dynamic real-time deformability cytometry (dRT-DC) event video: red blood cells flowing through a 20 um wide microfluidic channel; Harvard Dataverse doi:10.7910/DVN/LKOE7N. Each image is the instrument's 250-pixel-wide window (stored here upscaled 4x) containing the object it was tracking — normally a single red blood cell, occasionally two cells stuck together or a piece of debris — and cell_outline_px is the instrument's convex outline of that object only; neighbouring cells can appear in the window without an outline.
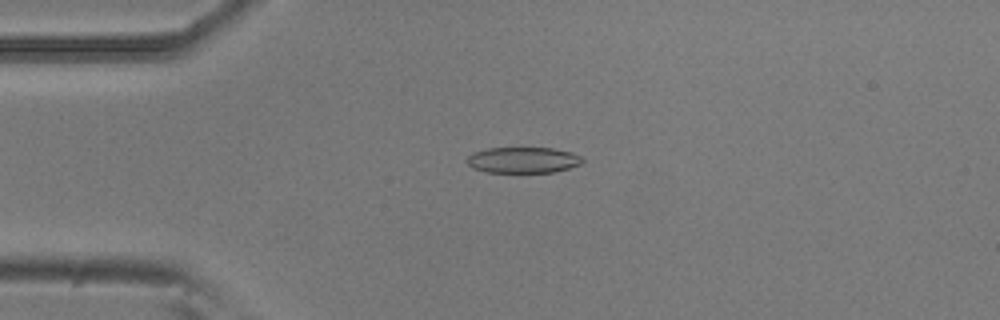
{"species": "common noctule bat (a hibernating species)", "species_latin": "Nyctalus noctula", "temperature_condition": "room temperature", "stored_images_in_passage": 53, "camera_frame_rate_fps": 3000, "um_per_image_px": 0.085, "animal": {"sex": "male", "body_mass_g": 20.5, "forearm_length_mm": 52.5}, "frame": {"image": 1, "passage_image": 13, "time_ms": 4.0, "image_size_px": [1000, 320], "cell_outline_px": [[584, 160], [580, 164], [568, 168], [552, 172], [488, 172], [472, 168], [468, 164], [468, 156], [472, 152], [488, 148], [552, 148], [572, 152], [580, 156]], "centroid_in_image_um": [44.45, 13.6], "position_along_channel_um": 40.6, "area_um2": 17.34}}
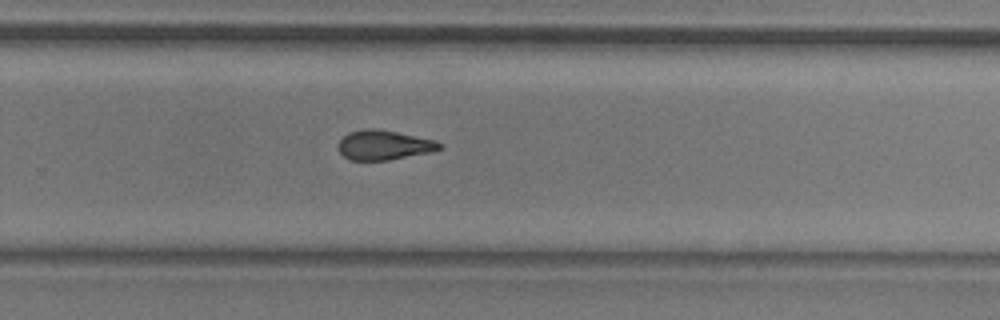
{"frame": {"image": 2, "passage_image": 35, "time_ms": 11.333, "image_size_px": [1000, 320], "cell_outline_px": [[444, 144], [440, 148], [432, 152], [388, 160], [348, 160], [336, 148], [340, 140], [348, 132], [368, 128], [372, 128], [396, 132], [432, 140]], "centroid_in_image_um": [32.59, 12.34], "position_along_channel_um": 297.2, "area_um2": 17.34}}
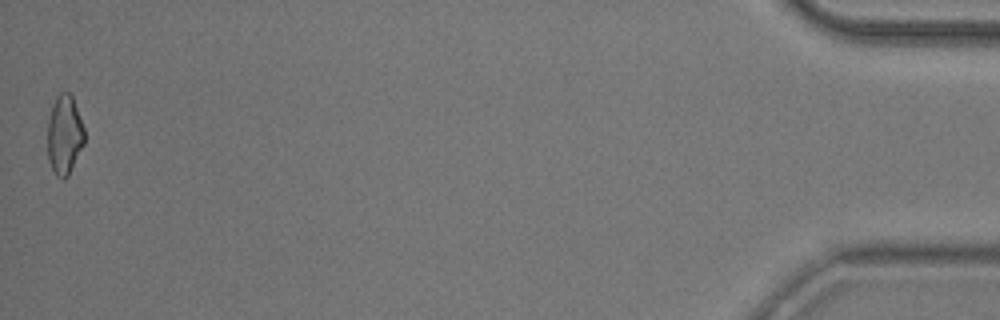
{"frame": {"image": 3, "passage_image": 53, "time_ms": 17.333, "image_size_px": [1000, 320], "cell_outline_px": [[84, 144], [68, 176], [64, 180], [56, 176], [48, 160], [48, 120], [56, 96], [60, 92], [68, 92], [72, 96], [84, 128]], "centroid_in_image_um": [5.48, 11.49], "position_along_channel_um": 429.7, "area_um2": 16.94}, "authors_computed_cell_mechanics": {"area_um2": 17.7446, "velocity_mm_per_s": 3.818, "shape_relaxation_time_tau1_ms": null, "shape_relaxation_time_tau2_ms": 2.4054, "deformation_change_tau1": null, "deformation_change_tau2": 0.0931}}